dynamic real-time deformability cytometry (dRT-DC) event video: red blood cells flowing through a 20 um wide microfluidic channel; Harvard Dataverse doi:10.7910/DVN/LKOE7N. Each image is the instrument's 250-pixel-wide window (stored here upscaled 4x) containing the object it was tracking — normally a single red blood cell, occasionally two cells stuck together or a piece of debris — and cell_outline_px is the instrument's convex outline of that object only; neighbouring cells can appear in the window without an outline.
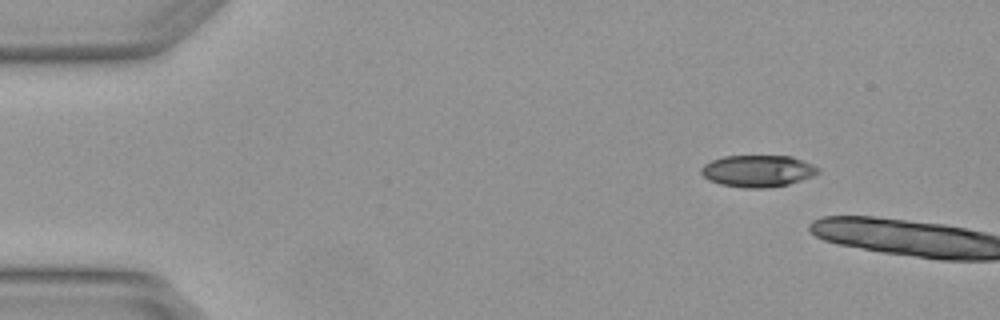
{"species": "Egyptian fruit bat (a non-hibernating species)", "species_latin": "Rousettus aegyptiacus", "temperature_condition": "warm", "stored_images_in_passage": 4, "segment_of_instrument_passage": [2, 2], "camera_frame_rate_fps": 3000, "um_per_image_px": 0.085, "animal": {"sex": "female"}, "frame": {"image": 1, "passage_image": 4, "time_ms": 1.0, "image_size_px": [1000, 320], "cell_outline_px": [[820, 172], [812, 176], [788, 184], [764, 188], [744, 188], [720, 184], [708, 180], [700, 172], [700, 168], [704, 164], [712, 160], [724, 156], [792, 156], [812, 164], [820, 168]], "centroid_in_image_um": [64.4, 14.53], "position_along_channel_um": 20.6, "area_um2": 21.68}}